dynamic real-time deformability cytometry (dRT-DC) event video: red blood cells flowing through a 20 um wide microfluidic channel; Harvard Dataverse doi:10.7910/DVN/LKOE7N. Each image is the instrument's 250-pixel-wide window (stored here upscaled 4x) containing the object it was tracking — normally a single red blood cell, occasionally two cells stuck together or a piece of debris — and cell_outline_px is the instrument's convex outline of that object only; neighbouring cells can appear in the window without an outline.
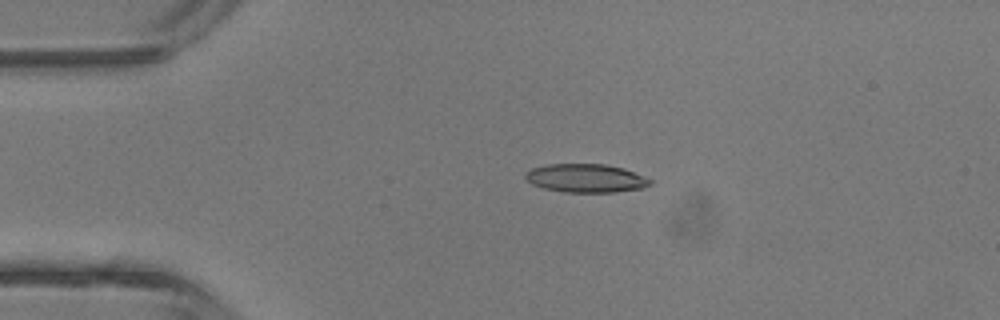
{"species": "common noctule bat (a hibernating species)", "species_latin": "Nyctalus noctula", "temperature_condition": "room temperature", "stored_images_in_passage": 4, "camera_frame_rate_fps": 3000, "um_per_image_px": 0.085, "animal": {"sex": "male", "body_mass_g": 13.3}, "frame": {"image": 1, "passage_image": 3, "time_ms": 2.333, "image_size_px": [1000, 320], "cell_outline_px": [[652, 184], [644, 188], [616, 192], [564, 192], [544, 188], [532, 184], [524, 176], [524, 172], [532, 168], [548, 164], [604, 164], [624, 168], [644, 176], [652, 180]], "centroid_in_image_um": [49.82, 15.14], "position_along_channel_um": 35.2, "area_um2": 20.81}}